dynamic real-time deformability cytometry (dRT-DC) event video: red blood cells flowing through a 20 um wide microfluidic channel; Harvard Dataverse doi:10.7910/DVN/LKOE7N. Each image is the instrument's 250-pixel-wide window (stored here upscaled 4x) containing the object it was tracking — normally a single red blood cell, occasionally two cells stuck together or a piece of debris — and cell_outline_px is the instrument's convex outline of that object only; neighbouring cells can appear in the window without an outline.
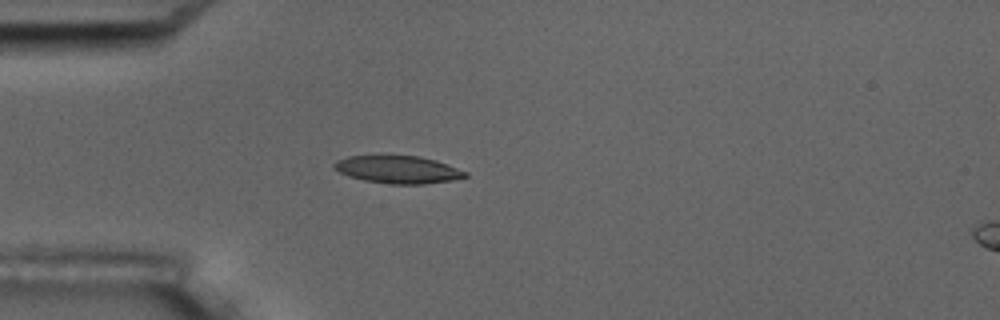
{"species": "common noctule bat (a hibernating species)", "species_latin": "Nyctalus noctula", "temperature_condition": "room temperature", "stored_images_in_passage": 7, "camera_frame_rate_fps": 3000, "um_per_image_px": 0.085, "animal": {"sex": "male", "body_mass_g": 17.5, "forearm_length_mm": 52.3}, "frame": {"image": 1, "passage_image": 5, "time_ms": 4.667, "image_size_px": [1000, 320], "cell_outline_px": [[468, 176], [452, 180], [424, 184], [392, 184], [364, 180], [348, 176], [332, 168], [332, 164], [336, 160], [348, 156], [420, 156], [436, 160], [468, 172]], "centroid_in_image_um": [33.81, 14.41], "position_along_channel_um": 51.2, "area_um2": 21.04}}